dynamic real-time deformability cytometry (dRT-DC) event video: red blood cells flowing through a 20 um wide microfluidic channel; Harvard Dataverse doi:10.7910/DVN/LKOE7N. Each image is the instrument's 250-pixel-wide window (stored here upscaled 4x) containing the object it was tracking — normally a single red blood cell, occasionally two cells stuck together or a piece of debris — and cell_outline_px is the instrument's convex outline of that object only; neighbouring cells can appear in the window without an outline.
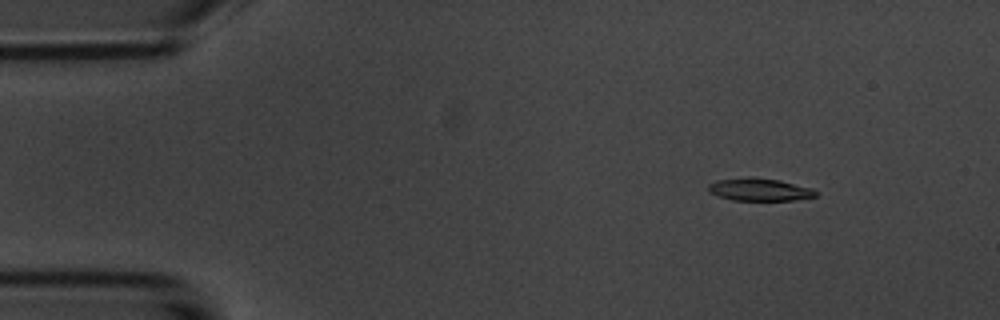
{"species": "common noctule bat (a hibernating species)", "species_latin": "Nyctalus noctula", "temperature_condition": "room temperature", "stored_images_in_passage": 7, "camera_frame_rate_fps": 3000, "um_per_image_px": 0.085, "animal": {"sex": "male", "body_mass_g": 20.1, "forearm_length_mm": 53.5}, "frame": {"image": 1, "passage_image": 1, "time_ms": 0.0, "image_size_px": [1000, 320], "cell_outline_px": [[816, 196], [792, 200], [732, 200], [708, 192], [708, 184], [716, 180], [752, 176], [780, 180], [812, 188], [816, 192]], "centroid_in_image_um": [64.52, 16.09], "position_along_channel_um": 20.5, "area_um2": 14.16}}
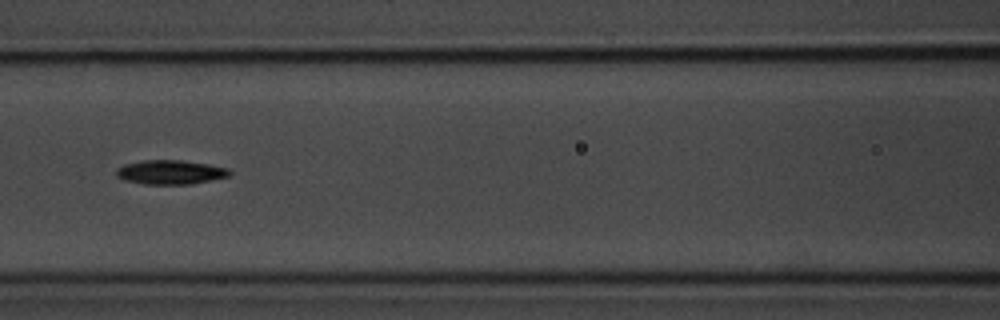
{"frame": {"image": 2, "passage_image": 6, "time_ms": 5.667, "image_size_px": [1000, 320], "cell_outline_px": [[232, 172], [228, 176], [192, 184], [144, 184], [124, 180], [116, 176], [116, 172], [124, 164], [144, 160], [180, 160], [208, 164], [228, 168]], "centroid_in_image_um": [14.49, 14.63], "position_along_channel_um": 152.1, "area_um2": 15.84}}
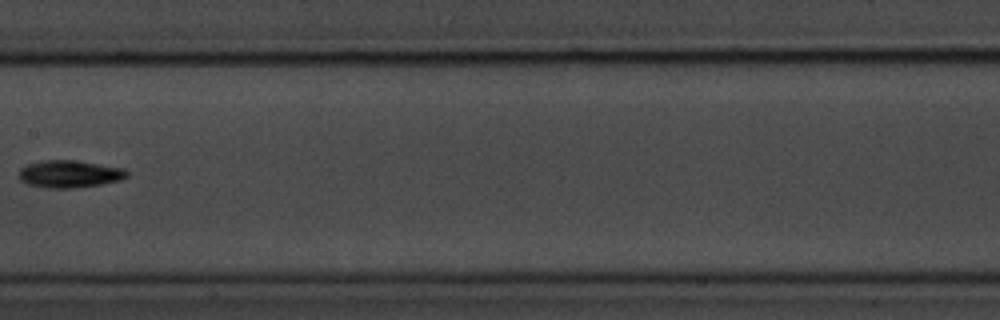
{"frame": {"image": 3, "passage_image": 7, "time_ms": 7.0, "image_size_px": [1000, 320], "cell_outline_px": [[128, 176], [120, 180], [100, 184], [72, 188], [48, 188], [28, 184], [20, 180], [20, 168], [28, 164], [44, 160], [72, 160], [124, 168], [128, 172]], "centroid_in_image_um": [5.91, 14.79], "position_along_channel_um": 201.5, "area_um2": 16.99}}